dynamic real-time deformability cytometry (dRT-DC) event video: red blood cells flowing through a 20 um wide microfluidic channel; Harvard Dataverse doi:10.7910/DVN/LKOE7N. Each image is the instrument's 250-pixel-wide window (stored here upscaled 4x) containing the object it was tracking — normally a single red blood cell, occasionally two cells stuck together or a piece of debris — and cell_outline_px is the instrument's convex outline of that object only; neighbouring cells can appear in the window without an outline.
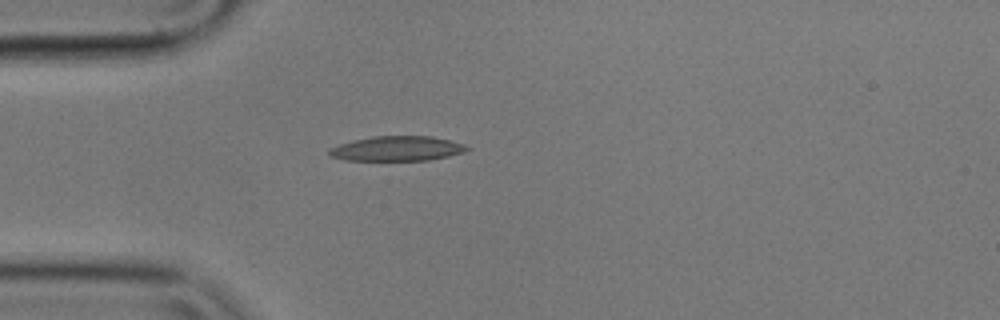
{"species": "common noctule bat (a hibernating species)", "species_latin": "Nyctalus noctula", "temperature_condition": "cold", "stored_images_in_passage": 2, "camera_frame_rate_fps": 3000, "um_per_image_px": 0.085, "animal": {"sex": "male", "body_mass_g": 17.9}, "frame": {"image": 1, "passage_image": 1, "time_ms": 0.0, "image_size_px": [1000, 320], "cell_outline_px": [[472, 148], [464, 152], [448, 156], [428, 160], [344, 160], [328, 156], [328, 148], [352, 140], [372, 136], [432, 136], [464, 144]], "centroid_in_image_um": [33.72, 12.63], "position_along_channel_um": 51.3, "area_um2": 20.0}}